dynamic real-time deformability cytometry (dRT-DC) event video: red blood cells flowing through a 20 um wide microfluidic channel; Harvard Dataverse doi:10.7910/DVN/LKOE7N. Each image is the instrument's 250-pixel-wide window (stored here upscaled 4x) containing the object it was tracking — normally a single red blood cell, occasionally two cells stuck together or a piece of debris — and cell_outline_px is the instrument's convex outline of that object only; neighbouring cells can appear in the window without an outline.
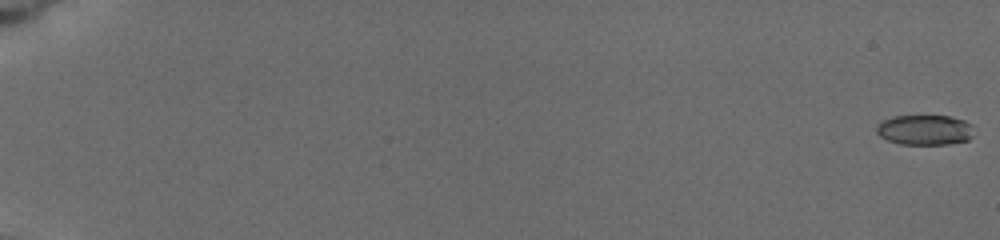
{"species": "common noctule bat (a hibernating species)", "species_latin": "Nyctalus noctula", "temperature_condition": "cold", "stored_images_in_passage": 53, "camera_frame_rate_fps": 3000, "um_per_image_px": 0.085, "animal": {"sex": "female", "body_mass_g": 19.5, "forearm_length_mm": 54.1}, "frame": {"image": 1, "passage_image": 1, "time_ms": 0.0, "image_size_px": [1000, 240], "cell_outline_px": [[972, 136], [968, 140], [948, 144], [900, 144], [888, 140], [880, 136], [876, 132], [876, 124], [892, 116], [952, 116], [964, 120], [972, 124]], "centroid_in_image_um": [78.6, 11.04], "position_along_channel_um": 6.4, "area_um2": 17.17}}
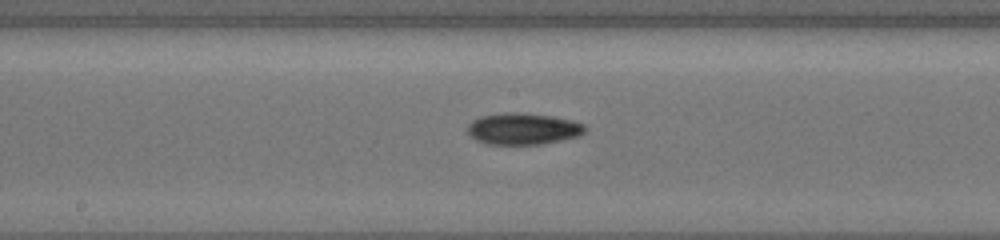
{"frame": {"image": 2, "passage_image": 31, "time_ms": 10.667, "image_size_px": [1000, 240], "cell_outline_px": [[584, 132], [576, 136], [560, 140], [540, 144], [488, 144], [476, 140], [468, 132], [468, 124], [472, 120], [480, 116], [504, 112], [520, 112], [552, 116], [572, 120], [584, 124]], "centroid_in_image_um": [44.42, 10.93], "position_along_channel_um": 203.8, "area_um2": 21.44}}
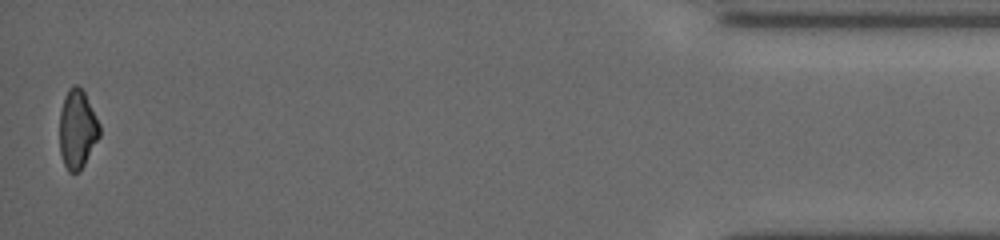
{"frame": {"image": 3, "passage_image": 53, "time_ms": 18.333, "image_size_px": [1000, 240], "cell_outline_px": [[100, 136], [80, 172], [68, 172], [64, 164], [60, 152], [60, 112], [64, 96], [68, 88], [72, 84], [76, 84], [84, 92], [100, 124]], "centroid_in_image_um": [6.57, 10.98], "position_along_channel_um": 428.6, "area_um2": 18.44}}